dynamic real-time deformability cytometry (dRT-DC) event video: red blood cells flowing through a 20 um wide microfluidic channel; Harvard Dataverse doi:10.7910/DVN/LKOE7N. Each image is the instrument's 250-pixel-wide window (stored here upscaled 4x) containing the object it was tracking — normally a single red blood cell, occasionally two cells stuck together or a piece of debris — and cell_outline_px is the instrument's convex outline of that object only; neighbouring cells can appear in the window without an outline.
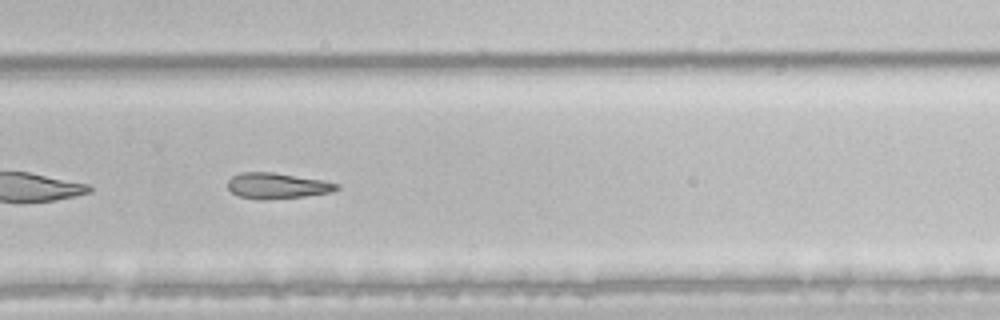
{"species": "common noctule bat (a hibernating species)", "species_latin": "Nyctalus noctula", "temperature_condition": "room temperature", "stored_images_in_passage": 38, "camera_frame_rate_fps": 3000, "um_per_image_px": 0.085, "animal": {"sex": "male", "body_mass_g": 21.5, "forearm_length_mm": 52.0}, "frame": {"image": 1, "passage_image": 22, "time_ms": 7.0, "image_size_px": [1000, 320], "cell_outline_px": [[340, 188], [332, 192], [304, 196], [264, 200], [256, 200], [240, 196], [232, 192], [228, 188], [228, 180], [232, 176], [240, 172], [272, 172], [324, 180], [340, 184]], "centroid_in_image_um": [23.57, 15.79], "position_along_channel_um": 306.2, "area_um2": 16.47}}